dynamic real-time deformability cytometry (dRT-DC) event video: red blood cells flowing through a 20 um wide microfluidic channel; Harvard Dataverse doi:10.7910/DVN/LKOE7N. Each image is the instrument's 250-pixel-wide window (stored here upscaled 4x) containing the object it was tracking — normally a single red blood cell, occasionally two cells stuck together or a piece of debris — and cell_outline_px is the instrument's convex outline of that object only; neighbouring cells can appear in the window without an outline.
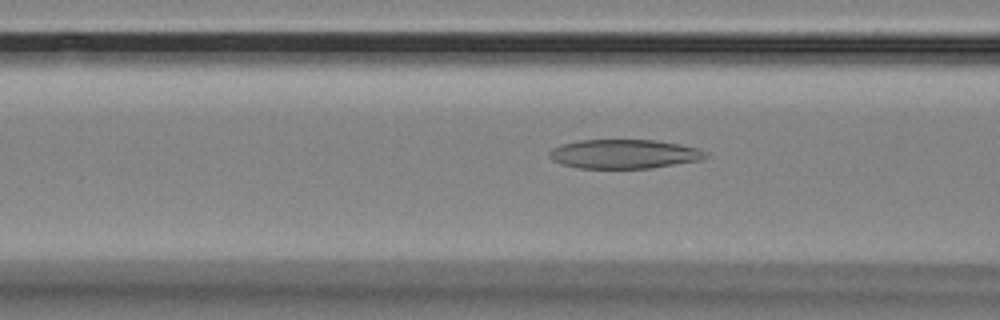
{"species": "Egyptian fruit bat (a non-hibernating species)", "species_latin": "Rousettus aegyptiacus", "temperature_condition": "room temperature", "stored_images_in_passage": 51, "camera_frame_rate_fps": 3000, "um_per_image_px": 0.085, "animal": {"sex": "female"}, "frame": {"image": 1, "passage_image": 16, "time_ms": 5.0, "image_size_px": [1000, 320], "cell_outline_px": [[708, 156], [700, 160], [652, 168], [580, 168], [560, 164], [552, 160], [548, 156], [548, 152], [552, 148], [560, 144], [580, 140], [656, 140], [680, 144], [696, 148], [708, 152]], "centroid_in_image_um": [53.02, 13.09], "position_along_channel_um": 113.6, "area_um2": 26.65}}
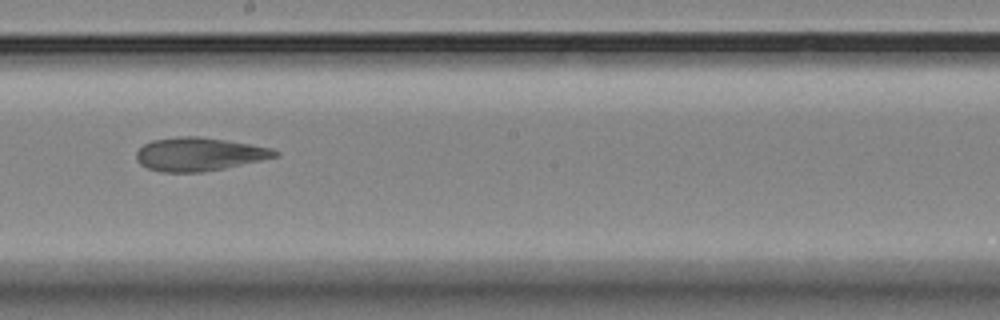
{"frame": {"image": 2, "passage_image": 26, "time_ms": 8.333, "image_size_px": [1000, 320], "cell_outline_px": [[280, 152], [276, 156], [260, 160], [224, 168], [204, 172], [164, 172], [148, 168], [140, 164], [136, 160], [136, 152], [144, 144], [152, 140], [176, 136], [200, 136], [272, 148]], "centroid_in_image_um": [16.87, 13.1], "position_along_channel_um": 231.3, "area_um2": 26.76}}
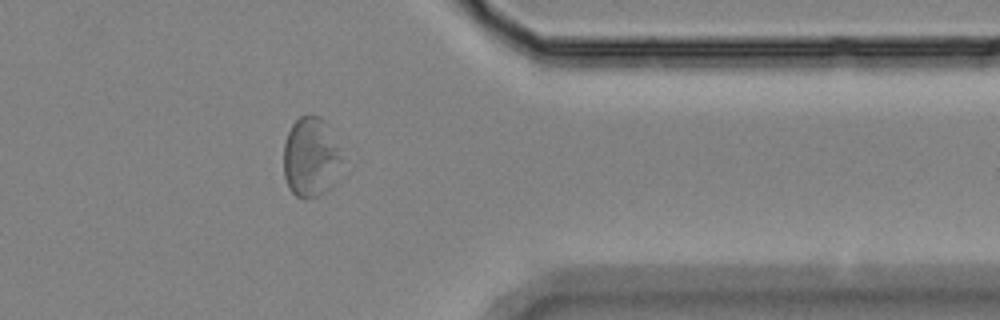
{"frame": {"image": 3, "passage_image": 40, "time_ms": 13.0, "image_size_px": [1000, 320], "cell_outline_px": [[340, 160], [332, 188], [316, 196], [296, 196], [288, 188], [284, 176], [284, 144], [288, 132], [292, 124], [300, 116], [320, 116], [328, 124], [340, 156]], "centroid_in_image_um": [26.37, 13.35], "position_along_channel_um": 385.0, "area_um2": 26.47}, "authors_computed_cell_mechanics": {"area_um2": 28.2642, "velocity_mm_per_s": 3.5252, "shape_relaxation_time_tau1_ms": null, "shape_relaxation_time_tau2_ms": 4.4246, "deformation_change_tau1": null, "deformation_change_tau2": 0.1297}}